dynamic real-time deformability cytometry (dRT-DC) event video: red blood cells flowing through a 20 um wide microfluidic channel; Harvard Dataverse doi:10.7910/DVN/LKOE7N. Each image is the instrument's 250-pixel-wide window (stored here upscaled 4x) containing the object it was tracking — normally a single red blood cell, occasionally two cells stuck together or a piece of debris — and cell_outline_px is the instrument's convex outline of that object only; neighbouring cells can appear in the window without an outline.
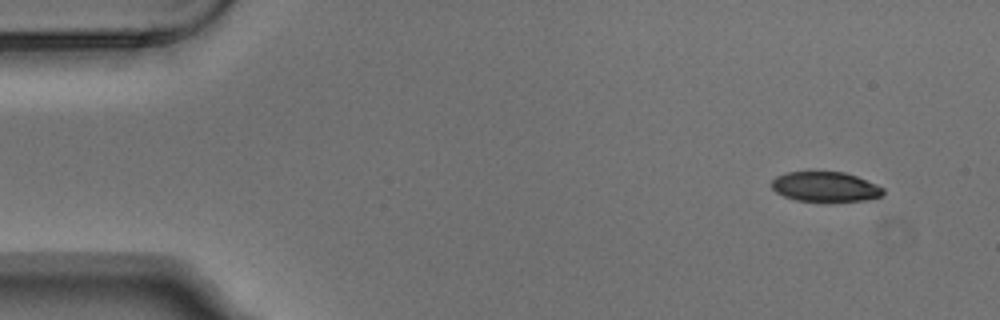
{"species": "Egyptian fruit bat (a non-hibernating species)", "species_latin": "Rousettus aegyptiacus", "temperature_condition": "warm", "stored_images_in_passage": 2, "segment_of_instrument_passage": [2, 2], "camera_frame_rate_fps": 3000, "um_per_image_px": 0.085, "animal": {"sex": "male"}, "frame": {"image": 1, "passage_image": 2, "time_ms": 0.333, "image_size_px": [1000, 320], "cell_outline_px": [[884, 192], [880, 196], [868, 200], [796, 200], [784, 196], [776, 192], [772, 188], [772, 180], [776, 176], [788, 172], [844, 172], [856, 176], [876, 184], [884, 188]], "centroid_in_image_um": [70.14, 15.86], "position_along_channel_um": 14.9, "area_um2": 19.02}}